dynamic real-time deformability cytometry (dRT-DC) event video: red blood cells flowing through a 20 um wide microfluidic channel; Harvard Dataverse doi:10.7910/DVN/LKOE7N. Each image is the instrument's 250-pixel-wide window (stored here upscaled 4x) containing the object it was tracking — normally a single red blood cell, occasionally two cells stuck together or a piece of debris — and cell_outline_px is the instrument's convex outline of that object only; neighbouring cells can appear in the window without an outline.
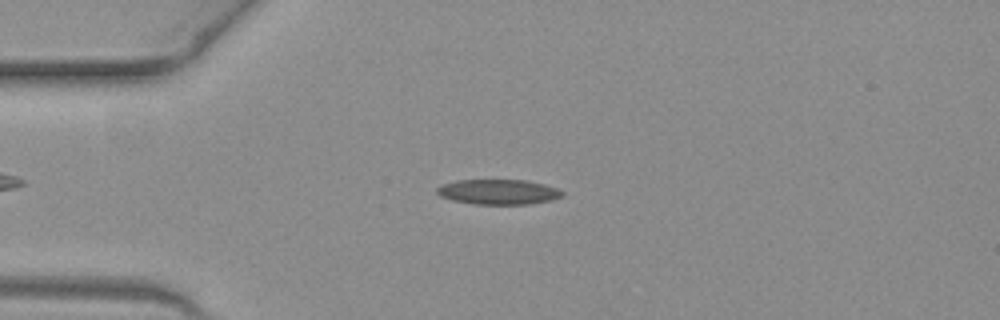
{"species": "common noctule bat (a hibernating species)", "species_latin": "Nyctalus noctula", "temperature_condition": "warm", "stored_images_in_passage": 7, "camera_frame_rate_fps": 3000, "um_per_image_px": 0.085, "animal": {"sex": "female", "body_mass_g": 19.3, "forearm_length_mm": 54.1}, "frame": {"image": 1, "passage_image": 2, "time_ms": 0.333, "image_size_px": [1000, 320], "cell_outline_px": [[564, 192], [560, 196], [552, 200], [528, 204], [476, 204], [452, 200], [440, 196], [436, 192], [436, 188], [444, 184], [456, 180], [528, 180], [544, 184], [556, 188]], "centroid_in_image_um": [42.35, 16.31], "position_along_channel_um": 42.7, "area_um2": 18.21}}
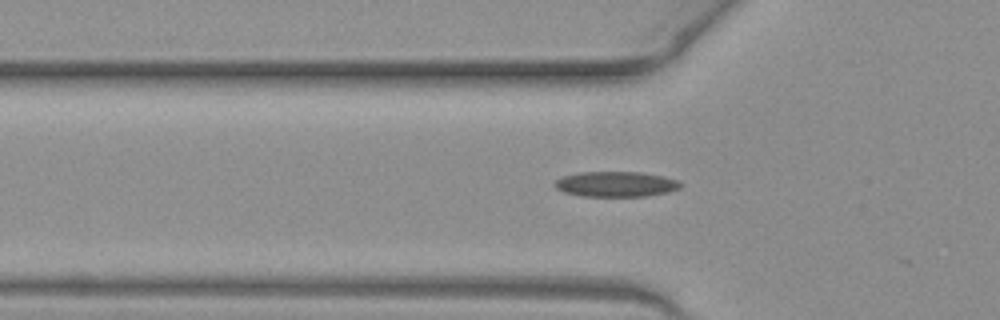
{"frame": {"image": 2, "passage_image": 6, "time_ms": 1.667, "image_size_px": [1000, 320], "cell_outline_px": [[684, 184], [680, 188], [668, 192], [644, 196], [584, 196], [564, 192], [556, 188], [552, 184], [560, 176], [580, 172], [640, 172], [664, 176], [676, 180]], "centroid_in_image_um": [52.33, 15.64], "position_along_channel_um": 73.5, "area_um2": 18.61}}